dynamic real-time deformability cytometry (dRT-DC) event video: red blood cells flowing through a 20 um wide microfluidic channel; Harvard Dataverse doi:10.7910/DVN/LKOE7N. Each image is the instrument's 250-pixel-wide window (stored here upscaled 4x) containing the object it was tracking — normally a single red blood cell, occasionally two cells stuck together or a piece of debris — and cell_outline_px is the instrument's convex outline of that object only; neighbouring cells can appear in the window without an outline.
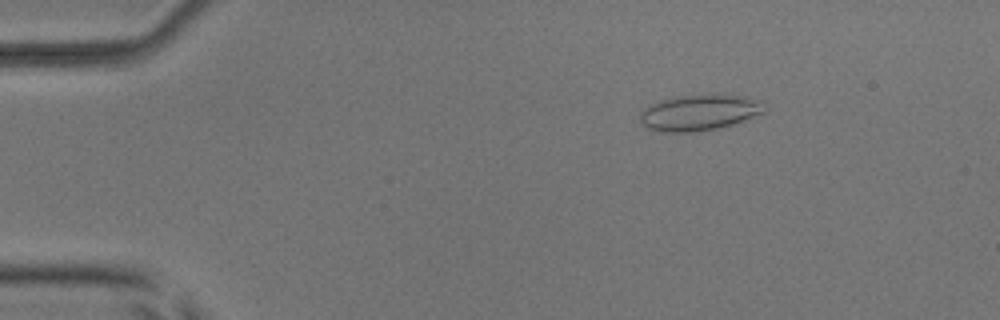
{"species": "common noctule bat (a hibernating species)", "species_latin": "Nyctalus noctula", "temperature_condition": "room temperature", "stored_images_in_passage": 52, "camera_frame_rate_fps": 3000, "um_per_image_px": 0.085, "animal": {"sex": "male", "body_mass_g": 17.9, "forearm_length_mm": 54.2}, "frame": {"image": 1, "passage_image": 7, "time_ms": 2.0, "image_size_px": [1000, 320], "cell_outline_px": [[764, 112], [744, 120], [732, 124], [716, 128], [692, 132], [664, 132], [648, 128], [640, 124], [640, 112], [648, 104], [672, 96], [744, 96], [764, 100]], "centroid_in_image_um": [59.39, 9.57], "position_along_channel_um": 25.6, "area_um2": 25.78}}
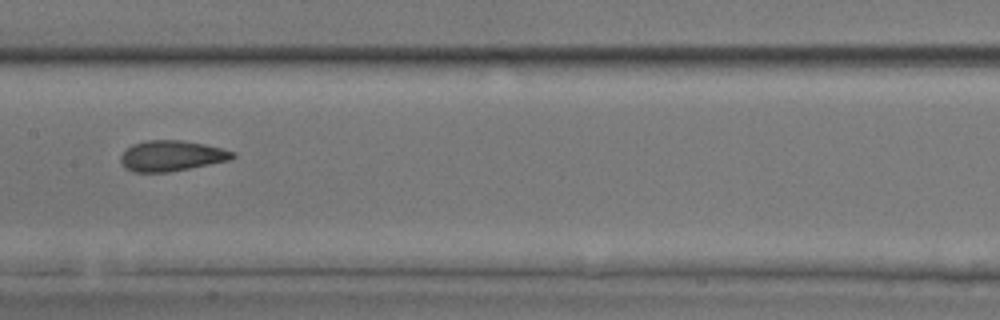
{"frame": {"image": 2, "passage_image": 26, "time_ms": 8.333, "image_size_px": [1000, 320], "cell_outline_px": [[236, 156], [232, 160], [168, 172], [132, 172], [124, 168], [120, 160], [120, 156], [132, 144], [148, 140], [180, 140], [204, 144], [236, 152]], "centroid_in_image_um": [14.59, 13.25], "position_along_channel_um": 192.8, "area_um2": 20.0}}
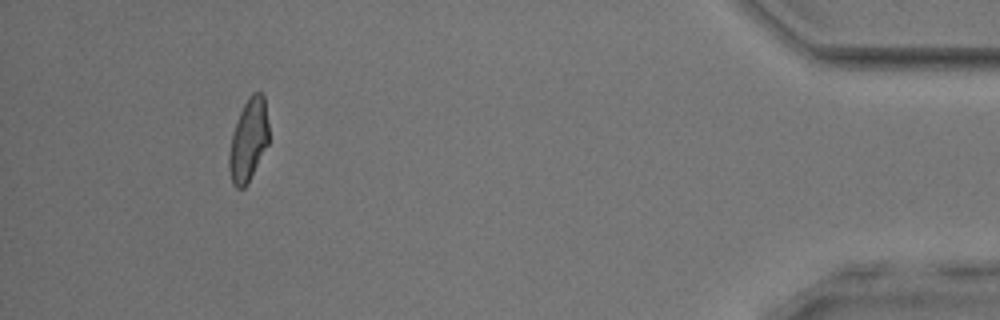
{"frame": {"image": 3, "passage_image": 48, "time_ms": 15.667, "image_size_px": [1000, 320], "cell_outline_px": [[268, 144], [244, 188], [236, 188], [232, 184], [228, 168], [228, 152], [232, 132], [240, 112], [248, 96], [252, 92], [260, 92], [264, 96], [268, 124]], "centroid_in_image_um": [21.09, 11.89], "position_along_channel_um": 414.1, "area_um2": 19.02}, "authors_computed_cell_mechanics": {"area_um2": 20.1144, "velocity_mm_per_s": 3.8665, "shape_relaxation_time_tau1_ms": 7.343, "shape_relaxation_time_tau2_ms": 1.2531, "deformation_change_tau1": 0.1694, "deformation_change_tau2": 0.0888}}